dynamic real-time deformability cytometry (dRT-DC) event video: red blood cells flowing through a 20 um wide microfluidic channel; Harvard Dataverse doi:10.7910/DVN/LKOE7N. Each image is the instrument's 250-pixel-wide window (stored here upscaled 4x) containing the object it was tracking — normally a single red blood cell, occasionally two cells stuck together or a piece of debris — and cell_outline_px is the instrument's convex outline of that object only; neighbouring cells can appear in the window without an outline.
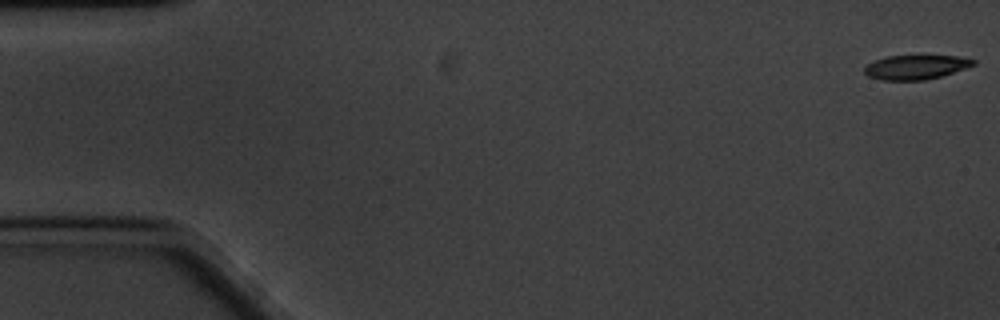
{"species": "common noctule bat (a hibernating species)", "species_latin": "Nyctalus noctula", "temperature_condition": "cold", "stored_images_in_passage": 61, "camera_frame_rate_fps": 3000, "um_per_image_px": 0.085, "animal": {"sex": "male", "body_mass_g": 20.1, "forearm_length_mm": 53.5}, "frame": {"image": 1, "passage_image": 1, "time_ms": 0.0, "image_size_px": [1000, 320], "cell_outline_px": [[976, 64], [940, 76], [924, 80], [880, 80], [868, 76], [864, 72], [864, 68], [868, 64], [876, 60], [888, 56], [956, 56], [976, 60]], "centroid_in_image_um": [77.81, 5.71], "position_along_channel_um": 7.2, "area_um2": 15.14}}
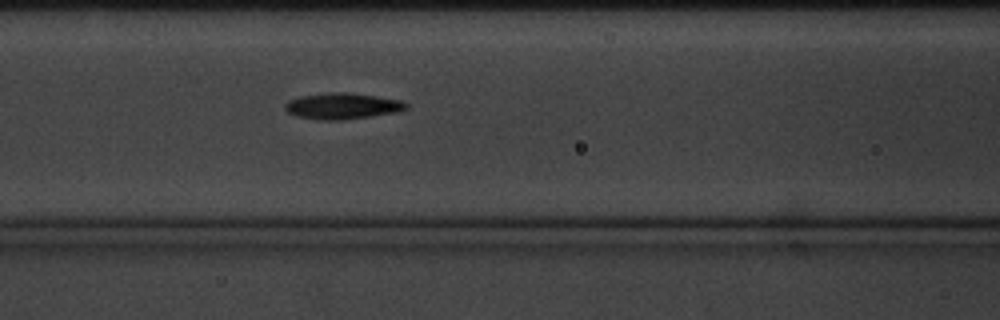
{"frame": {"image": 2, "passage_image": 25, "time_ms": 8.0, "image_size_px": [1000, 320], "cell_outline_px": [[408, 108], [396, 112], [372, 116], [340, 120], [320, 120], [296, 116], [288, 112], [284, 108], [284, 104], [288, 100], [300, 96], [332, 92], [348, 92], [376, 96], [400, 100], [408, 104]], "centroid_in_image_um": [29.08, 9.01], "position_along_channel_um": 137.5, "area_um2": 18.44}}
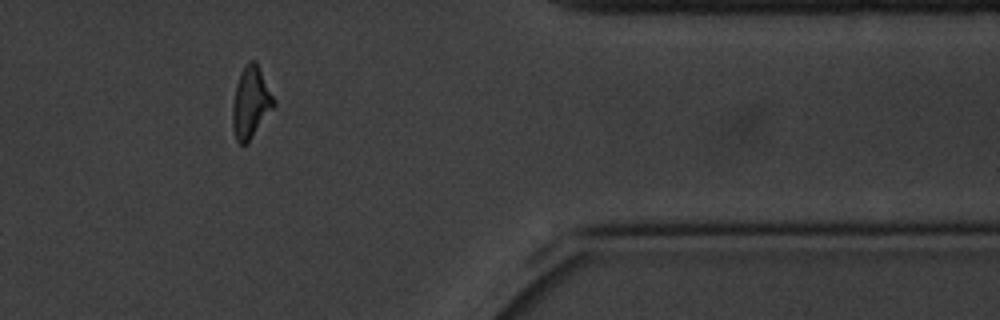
{"frame": {"image": 3, "passage_image": 50, "time_ms": 16.333, "image_size_px": [1000, 320], "cell_outline_px": [[276, 104], [248, 144], [240, 144], [236, 140], [232, 124], [232, 108], [236, 84], [248, 60], [256, 60], [276, 100]], "centroid_in_image_um": [21.33, 8.73], "position_along_channel_um": 390.1, "area_um2": 17.28}, "authors_computed_cell_mechanics": {"area_um2": 17.2244, "velocity_mm_per_s": 3.3003, "shape_relaxation_time_tau1_ms": 3.3233, "shape_relaxation_time_tau2_ms": 5.5648, "deformation_change_tau1": 0.1336, "deformation_change_tau2": 0.1551}}